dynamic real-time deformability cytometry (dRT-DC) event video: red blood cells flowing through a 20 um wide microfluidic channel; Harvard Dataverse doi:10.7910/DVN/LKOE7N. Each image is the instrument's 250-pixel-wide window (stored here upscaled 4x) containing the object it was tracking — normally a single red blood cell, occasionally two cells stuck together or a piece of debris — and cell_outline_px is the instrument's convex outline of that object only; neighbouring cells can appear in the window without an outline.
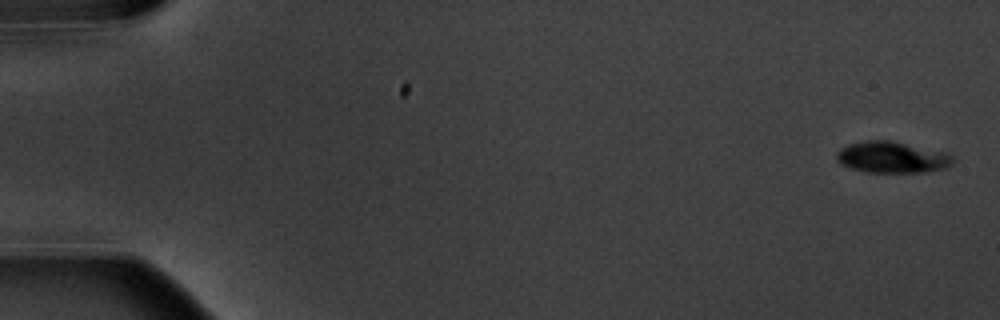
{"species": "common noctule bat (a hibernating species)", "species_latin": "Nyctalus noctula", "temperature_condition": "warm", "stored_images_in_passage": 7, "camera_frame_rate_fps": 3000, "um_per_image_px": 0.085, "animal": {"sex": "male", "body_mass_g": 20.1, "forearm_length_mm": 53.5}, "frame": {"image": 1, "passage_image": 1, "time_ms": 0.0, "image_size_px": [1000, 320], "cell_outline_px": [[956, 160], [948, 168], [928, 172], [868, 172], [852, 168], [840, 164], [836, 160], [836, 152], [840, 148], [848, 144], [868, 140], [888, 140], [948, 152], [956, 156]], "centroid_in_image_um": [75.89, 13.37], "position_along_channel_um": 9.1, "area_um2": 21.62}}
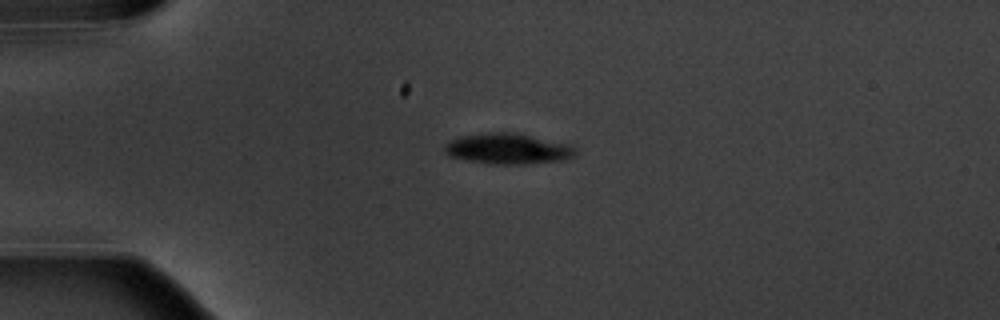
{"frame": {"image": 2, "passage_image": 5, "time_ms": 4.333, "image_size_px": [1000, 320], "cell_outline_px": [[576, 156], [564, 160], [528, 164], [488, 164], [448, 156], [444, 152], [444, 144], [448, 140], [460, 136], [488, 132], [516, 132], [572, 144], [576, 148]], "centroid_in_image_um": [43.19, 12.64], "position_along_channel_um": 41.8, "area_um2": 23.99}}